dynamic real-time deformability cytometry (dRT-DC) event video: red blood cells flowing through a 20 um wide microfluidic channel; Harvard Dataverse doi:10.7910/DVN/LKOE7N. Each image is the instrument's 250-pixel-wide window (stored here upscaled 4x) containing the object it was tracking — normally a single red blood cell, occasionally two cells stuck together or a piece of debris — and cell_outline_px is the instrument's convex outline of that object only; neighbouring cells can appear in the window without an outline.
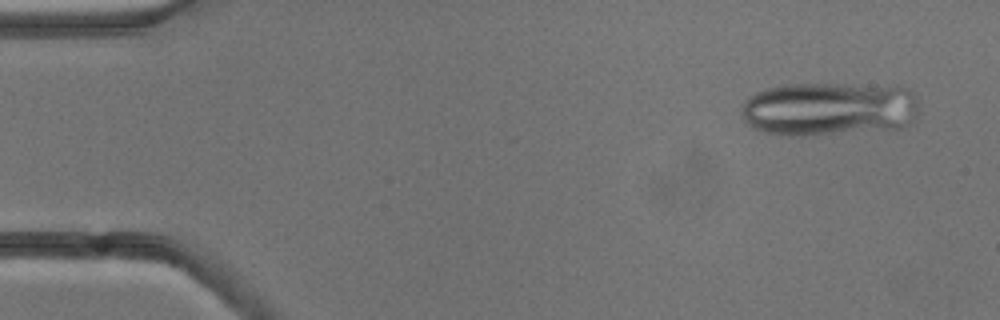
{"species": "common noctule bat (a hibernating species)", "species_latin": "Nyctalus noctula", "temperature_condition": "cold", "stored_images_in_passage": 6, "camera_frame_rate_fps": 3000, "um_per_image_px": 0.085, "animal": {"sex": "male", "body_mass_g": 13.3}, "frame": {"image": 1, "passage_image": 1, "time_ms": 0.0, "image_size_px": [1000, 320], "cell_outline_px": [[916, 116], [908, 124], [900, 128], [804, 136], [788, 136], [764, 132], [752, 128], [744, 120], [744, 100], [756, 92], [768, 88], [788, 84], [900, 84], [908, 88], [916, 96]], "centroid_in_image_um": [70.52, 9.24], "position_along_channel_um": 14.5, "area_um2": 56.36}}